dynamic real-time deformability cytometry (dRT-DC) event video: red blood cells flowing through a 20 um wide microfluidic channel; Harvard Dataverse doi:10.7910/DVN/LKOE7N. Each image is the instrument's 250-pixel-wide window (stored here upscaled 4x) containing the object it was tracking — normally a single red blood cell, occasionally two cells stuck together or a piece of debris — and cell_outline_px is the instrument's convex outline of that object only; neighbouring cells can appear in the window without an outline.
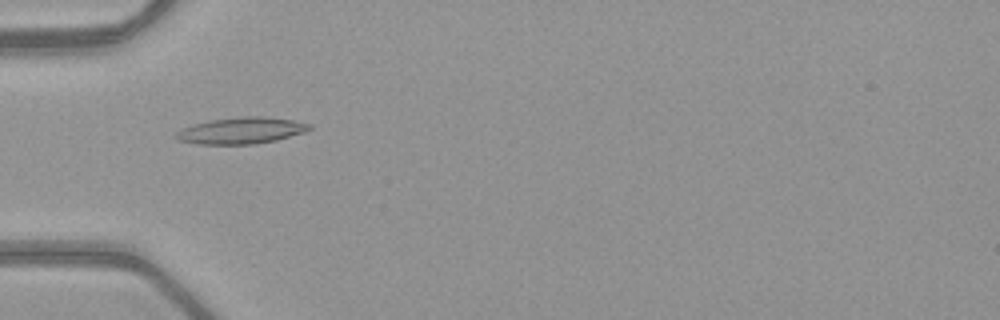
{"species": "common noctule bat (a hibernating species)", "species_latin": "Nyctalus noctula", "temperature_condition": "warm", "stored_images_in_passage": 52, "camera_frame_rate_fps": 3000, "um_per_image_px": 0.085, "animal": {"sex": "female", "body_mass_g": 21.9}, "frame": {"image": 1, "passage_image": 18, "time_ms": 5.667, "image_size_px": [1000, 320], "cell_outline_px": [[312, 128], [304, 132], [276, 140], [252, 144], [196, 144], [176, 140], [172, 136], [180, 128], [208, 120], [240, 116], [264, 116], [292, 120], [312, 124]], "centroid_in_image_um": [20.44, 11.09], "position_along_channel_um": 64.6, "area_um2": 20.81}}
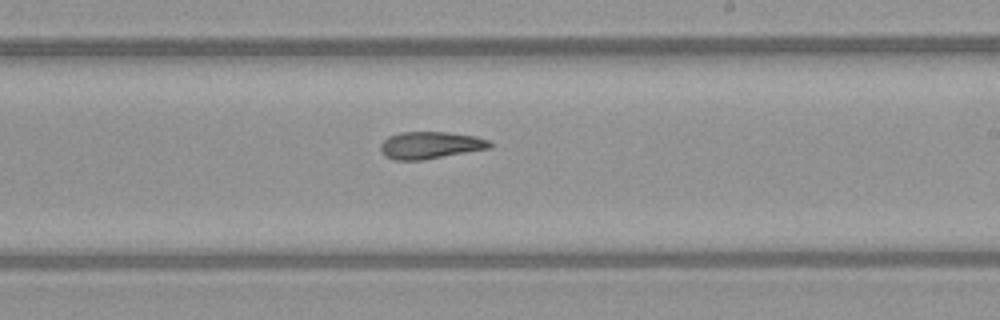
{"frame": {"image": 2, "passage_image": 32, "time_ms": 10.333, "image_size_px": [1000, 320], "cell_outline_px": [[492, 148], [424, 160], [396, 160], [384, 156], [380, 152], [380, 144], [388, 136], [400, 132], [448, 132], [476, 136], [488, 140], [492, 144]], "centroid_in_image_um": [36.57, 12.34], "position_along_channel_um": 252.4, "area_um2": 17.51}}
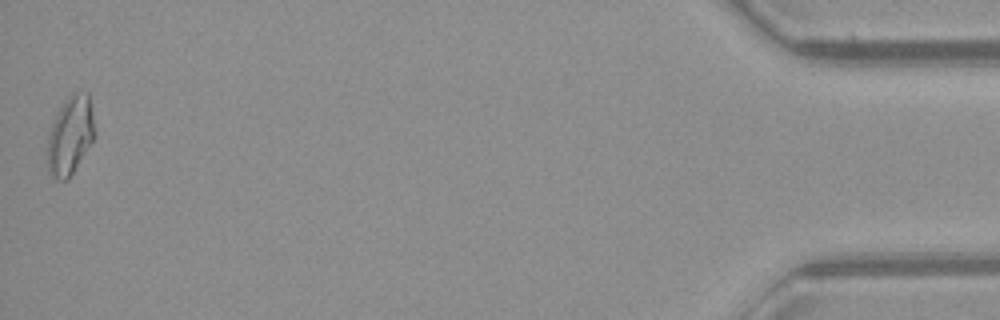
{"frame": {"image": 3, "passage_image": 52, "time_ms": 17.0, "image_size_px": [1000, 320], "cell_outline_px": [[96, 132], [92, 140], [68, 180], [60, 180], [52, 176], [48, 168], [48, 136], [52, 124], [60, 108], [68, 96], [72, 92], [88, 92]], "centroid_in_image_um": [5.98, 11.49], "position_along_channel_um": 429.2, "area_um2": 21.15}, "authors_computed_cell_mechanics": {"area_um2": 18.3804, "velocity_mm_per_s": 4.0512, "shape_relaxation_time_tau1_ms": null, "shape_relaxation_time_tau2_ms": 3.5424, "deformation_change_tau1": null, "deformation_change_tau2": 0.1215}}